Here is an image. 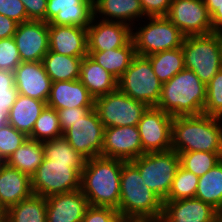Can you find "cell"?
Returning a JSON list of instances; mask_svg holds the SVG:
<instances>
[{
	"label": "cell",
	"mask_w": 222,
	"mask_h": 222,
	"mask_svg": "<svg viewBox=\"0 0 222 222\" xmlns=\"http://www.w3.org/2000/svg\"><path fill=\"white\" fill-rule=\"evenodd\" d=\"M221 120L205 114L173 117L171 149L177 153H222Z\"/></svg>",
	"instance_id": "obj_1"
},
{
	"label": "cell",
	"mask_w": 222,
	"mask_h": 222,
	"mask_svg": "<svg viewBox=\"0 0 222 222\" xmlns=\"http://www.w3.org/2000/svg\"><path fill=\"white\" fill-rule=\"evenodd\" d=\"M124 162L103 156L86 160L81 173V191L90 206L118 208Z\"/></svg>",
	"instance_id": "obj_2"
},
{
	"label": "cell",
	"mask_w": 222,
	"mask_h": 222,
	"mask_svg": "<svg viewBox=\"0 0 222 222\" xmlns=\"http://www.w3.org/2000/svg\"><path fill=\"white\" fill-rule=\"evenodd\" d=\"M206 102V85L190 69L184 68L162 84L157 108L175 116L203 114Z\"/></svg>",
	"instance_id": "obj_3"
},
{
	"label": "cell",
	"mask_w": 222,
	"mask_h": 222,
	"mask_svg": "<svg viewBox=\"0 0 222 222\" xmlns=\"http://www.w3.org/2000/svg\"><path fill=\"white\" fill-rule=\"evenodd\" d=\"M120 183L117 211L121 218L162 216L163 200L146 186L138 168L131 161L123 163Z\"/></svg>",
	"instance_id": "obj_4"
},
{
	"label": "cell",
	"mask_w": 222,
	"mask_h": 222,
	"mask_svg": "<svg viewBox=\"0 0 222 222\" xmlns=\"http://www.w3.org/2000/svg\"><path fill=\"white\" fill-rule=\"evenodd\" d=\"M184 64L207 85L221 67V34L188 36L182 43Z\"/></svg>",
	"instance_id": "obj_5"
},
{
	"label": "cell",
	"mask_w": 222,
	"mask_h": 222,
	"mask_svg": "<svg viewBox=\"0 0 222 222\" xmlns=\"http://www.w3.org/2000/svg\"><path fill=\"white\" fill-rule=\"evenodd\" d=\"M131 162L138 168L146 186L164 201L180 166L178 153L172 149L145 153Z\"/></svg>",
	"instance_id": "obj_6"
},
{
	"label": "cell",
	"mask_w": 222,
	"mask_h": 222,
	"mask_svg": "<svg viewBox=\"0 0 222 222\" xmlns=\"http://www.w3.org/2000/svg\"><path fill=\"white\" fill-rule=\"evenodd\" d=\"M118 89L148 107H156L160 99L162 83L154 73L150 60L136 55L118 79Z\"/></svg>",
	"instance_id": "obj_7"
},
{
	"label": "cell",
	"mask_w": 222,
	"mask_h": 222,
	"mask_svg": "<svg viewBox=\"0 0 222 222\" xmlns=\"http://www.w3.org/2000/svg\"><path fill=\"white\" fill-rule=\"evenodd\" d=\"M146 25L138 27L132 40L136 55L147 57L157 52L182 47L185 36L167 17H147Z\"/></svg>",
	"instance_id": "obj_8"
},
{
	"label": "cell",
	"mask_w": 222,
	"mask_h": 222,
	"mask_svg": "<svg viewBox=\"0 0 222 222\" xmlns=\"http://www.w3.org/2000/svg\"><path fill=\"white\" fill-rule=\"evenodd\" d=\"M147 108L119 89L94 99V109L105 128L137 126Z\"/></svg>",
	"instance_id": "obj_9"
},
{
	"label": "cell",
	"mask_w": 222,
	"mask_h": 222,
	"mask_svg": "<svg viewBox=\"0 0 222 222\" xmlns=\"http://www.w3.org/2000/svg\"><path fill=\"white\" fill-rule=\"evenodd\" d=\"M31 188L35 195L47 198L55 194L81 189V174L69 163L53 162L44 158L31 177Z\"/></svg>",
	"instance_id": "obj_10"
},
{
	"label": "cell",
	"mask_w": 222,
	"mask_h": 222,
	"mask_svg": "<svg viewBox=\"0 0 222 222\" xmlns=\"http://www.w3.org/2000/svg\"><path fill=\"white\" fill-rule=\"evenodd\" d=\"M104 125L95 109L89 110L81 119L63 133L72 148L86 160L102 156Z\"/></svg>",
	"instance_id": "obj_11"
},
{
	"label": "cell",
	"mask_w": 222,
	"mask_h": 222,
	"mask_svg": "<svg viewBox=\"0 0 222 222\" xmlns=\"http://www.w3.org/2000/svg\"><path fill=\"white\" fill-rule=\"evenodd\" d=\"M173 117L157 107H148L137 127L143 154L171 150Z\"/></svg>",
	"instance_id": "obj_12"
},
{
	"label": "cell",
	"mask_w": 222,
	"mask_h": 222,
	"mask_svg": "<svg viewBox=\"0 0 222 222\" xmlns=\"http://www.w3.org/2000/svg\"><path fill=\"white\" fill-rule=\"evenodd\" d=\"M166 17L185 37L213 33L211 16L203 0H172Z\"/></svg>",
	"instance_id": "obj_13"
},
{
	"label": "cell",
	"mask_w": 222,
	"mask_h": 222,
	"mask_svg": "<svg viewBox=\"0 0 222 222\" xmlns=\"http://www.w3.org/2000/svg\"><path fill=\"white\" fill-rule=\"evenodd\" d=\"M22 62H38L49 51L48 23L29 20L17 25L13 36Z\"/></svg>",
	"instance_id": "obj_14"
},
{
	"label": "cell",
	"mask_w": 222,
	"mask_h": 222,
	"mask_svg": "<svg viewBox=\"0 0 222 222\" xmlns=\"http://www.w3.org/2000/svg\"><path fill=\"white\" fill-rule=\"evenodd\" d=\"M143 154L137 126L108 127L104 129L102 156L132 161Z\"/></svg>",
	"instance_id": "obj_15"
},
{
	"label": "cell",
	"mask_w": 222,
	"mask_h": 222,
	"mask_svg": "<svg viewBox=\"0 0 222 222\" xmlns=\"http://www.w3.org/2000/svg\"><path fill=\"white\" fill-rule=\"evenodd\" d=\"M133 30L126 23L102 21L100 18L96 20L93 16L87 27V51H106L126 46L132 40Z\"/></svg>",
	"instance_id": "obj_16"
},
{
	"label": "cell",
	"mask_w": 222,
	"mask_h": 222,
	"mask_svg": "<svg viewBox=\"0 0 222 222\" xmlns=\"http://www.w3.org/2000/svg\"><path fill=\"white\" fill-rule=\"evenodd\" d=\"M93 17V0H47L46 22L87 28Z\"/></svg>",
	"instance_id": "obj_17"
},
{
	"label": "cell",
	"mask_w": 222,
	"mask_h": 222,
	"mask_svg": "<svg viewBox=\"0 0 222 222\" xmlns=\"http://www.w3.org/2000/svg\"><path fill=\"white\" fill-rule=\"evenodd\" d=\"M18 94L47 102L51 90V78L42 61L21 62L14 71Z\"/></svg>",
	"instance_id": "obj_18"
},
{
	"label": "cell",
	"mask_w": 222,
	"mask_h": 222,
	"mask_svg": "<svg viewBox=\"0 0 222 222\" xmlns=\"http://www.w3.org/2000/svg\"><path fill=\"white\" fill-rule=\"evenodd\" d=\"M89 206L81 189L48 196L46 222H81Z\"/></svg>",
	"instance_id": "obj_19"
},
{
	"label": "cell",
	"mask_w": 222,
	"mask_h": 222,
	"mask_svg": "<svg viewBox=\"0 0 222 222\" xmlns=\"http://www.w3.org/2000/svg\"><path fill=\"white\" fill-rule=\"evenodd\" d=\"M217 209L197 198L163 201V222H214Z\"/></svg>",
	"instance_id": "obj_20"
},
{
	"label": "cell",
	"mask_w": 222,
	"mask_h": 222,
	"mask_svg": "<svg viewBox=\"0 0 222 222\" xmlns=\"http://www.w3.org/2000/svg\"><path fill=\"white\" fill-rule=\"evenodd\" d=\"M48 31L49 51L72 57L88 55L87 28L48 24Z\"/></svg>",
	"instance_id": "obj_21"
},
{
	"label": "cell",
	"mask_w": 222,
	"mask_h": 222,
	"mask_svg": "<svg viewBox=\"0 0 222 222\" xmlns=\"http://www.w3.org/2000/svg\"><path fill=\"white\" fill-rule=\"evenodd\" d=\"M32 194L31 178L0 162V208L3 212Z\"/></svg>",
	"instance_id": "obj_22"
},
{
	"label": "cell",
	"mask_w": 222,
	"mask_h": 222,
	"mask_svg": "<svg viewBox=\"0 0 222 222\" xmlns=\"http://www.w3.org/2000/svg\"><path fill=\"white\" fill-rule=\"evenodd\" d=\"M47 106L55 110L94 107V98L82 82L77 80L52 82Z\"/></svg>",
	"instance_id": "obj_23"
},
{
	"label": "cell",
	"mask_w": 222,
	"mask_h": 222,
	"mask_svg": "<svg viewBox=\"0 0 222 222\" xmlns=\"http://www.w3.org/2000/svg\"><path fill=\"white\" fill-rule=\"evenodd\" d=\"M99 14L102 21L122 22L131 27L135 19L145 16L140 0H93V16L98 18Z\"/></svg>",
	"instance_id": "obj_24"
},
{
	"label": "cell",
	"mask_w": 222,
	"mask_h": 222,
	"mask_svg": "<svg viewBox=\"0 0 222 222\" xmlns=\"http://www.w3.org/2000/svg\"><path fill=\"white\" fill-rule=\"evenodd\" d=\"M47 103L39 99L18 94L15 103L5 115V121L29 137L36 120Z\"/></svg>",
	"instance_id": "obj_25"
},
{
	"label": "cell",
	"mask_w": 222,
	"mask_h": 222,
	"mask_svg": "<svg viewBox=\"0 0 222 222\" xmlns=\"http://www.w3.org/2000/svg\"><path fill=\"white\" fill-rule=\"evenodd\" d=\"M79 80L94 99L118 89V79L88 55L81 62Z\"/></svg>",
	"instance_id": "obj_26"
},
{
	"label": "cell",
	"mask_w": 222,
	"mask_h": 222,
	"mask_svg": "<svg viewBox=\"0 0 222 222\" xmlns=\"http://www.w3.org/2000/svg\"><path fill=\"white\" fill-rule=\"evenodd\" d=\"M88 56L106 71L119 79L136 56L135 46L131 40L126 46L106 51H87Z\"/></svg>",
	"instance_id": "obj_27"
},
{
	"label": "cell",
	"mask_w": 222,
	"mask_h": 222,
	"mask_svg": "<svg viewBox=\"0 0 222 222\" xmlns=\"http://www.w3.org/2000/svg\"><path fill=\"white\" fill-rule=\"evenodd\" d=\"M84 57H72L52 51L43 57L42 63L52 82L77 80Z\"/></svg>",
	"instance_id": "obj_28"
},
{
	"label": "cell",
	"mask_w": 222,
	"mask_h": 222,
	"mask_svg": "<svg viewBox=\"0 0 222 222\" xmlns=\"http://www.w3.org/2000/svg\"><path fill=\"white\" fill-rule=\"evenodd\" d=\"M44 158L43 142L28 138L5 163L31 178Z\"/></svg>",
	"instance_id": "obj_29"
},
{
	"label": "cell",
	"mask_w": 222,
	"mask_h": 222,
	"mask_svg": "<svg viewBox=\"0 0 222 222\" xmlns=\"http://www.w3.org/2000/svg\"><path fill=\"white\" fill-rule=\"evenodd\" d=\"M3 222H46V198L32 194L4 212Z\"/></svg>",
	"instance_id": "obj_30"
},
{
	"label": "cell",
	"mask_w": 222,
	"mask_h": 222,
	"mask_svg": "<svg viewBox=\"0 0 222 222\" xmlns=\"http://www.w3.org/2000/svg\"><path fill=\"white\" fill-rule=\"evenodd\" d=\"M195 198L222 210V160L199 177Z\"/></svg>",
	"instance_id": "obj_31"
},
{
	"label": "cell",
	"mask_w": 222,
	"mask_h": 222,
	"mask_svg": "<svg viewBox=\"0 0 222 222\" xmlns=\"http://www.w3.org/2000/svg\"><path fill=\"white\" fill-rule=\"evenodd\" d=\"M150 60L154 73L159 81L164 84L178 72L185 68L183 50L181 47L166 50L147 56Z\"/></svg>",
	"instance_id": "obj_32"
},
{
	"label": "cell",
	"mask_w": 222,
	"mask_h": 222,
	"mask_svg": "<svg viewBox=\"0 0 222 222\" xmlns=\"http://www.w3.org/2000/svg\"><path fill=\"white\" fill-rule=\"evenodd\" d=\"M43 150L45 158L49 161L69 163V166L82 173L86 159L75 151L63 136L44 141Z\"/></svg>",
	"instance_id": "obj_33"
},
{
	"label": "cell",
	"mask_w": 222,
	"mask_h": 222,
	"mask_svg": "<svg viewBox=\"0 0 222 222\" xmlns=\"http://www.w3.org/2000/svg\"><path fill=\"white\" fill-rule=\"evenodd\" d=\"M63 136L57 110L46 106L36 120L30 139L44 142Z\"/></svg>",
	"instance_id": "obj_34"
},
{
	"label": "cell",
	"mask_w": 222,
	"mask_h": 222,
	"mask_svg": "<svg viewBox=\"0 0 222 222\" xmlns=\"http://www.w3.org/2000/svg\"><path fill=\"white\" fill-rule=\"evenodd\" d=\"M180 166L194 175L201 177L222 160V153L180 152Z\"/></svg>",
	"instance_id": "obj_35"
},
{
	"label": "cell",
	"mask_w": 222,
	"mask_h": 222,
	"mask_svg": "<svg viewBox=\"0 0 222 222\" xmlns=\"http://www.w3.org/2000/svg\"><path fill=\"white\" fill-rule=\"evenodd\" d=\"M199 177L179 166L172 182L170 192L165 200L195 198Z\"/></svg>",
	"instance_id": "obj_36"
},
{
	"label": "cell",
	"mask_w": 222,
	"mask_h": 222,
	"mask_svg": "<svg viewBox=\"0 0 222 222\" xmlns=\"http://www.w3.org/2000/svg\"><path fill=\"white\" fill-rule=\"evenodd\" d=\"M28 139L6 121L0 124V162H6L10 156Z\"/></svg>",
	"instance_id": "obj_37"
},
{
	"label": "cell",
	"mask_w": 222,
	"mask_h": 222,
	"mask_svg": "<svg viewBox=\"0 0 222 222\" xmlns=\"http://www.w3.org/2000/svg\"><path fill=\"white\" fill-rule=\"evenodd\" d=\"M203 114L222 118V68L206 85Z\"/></svg>",
	"instance_id": "obj_38"
},
{
	"label": "cell",
	"mask_w": 222,
	"mask_h": 222,
	"mask_svg": "<svg viewBox=\"0 0 222 222\" xmlns=\"http://www.w3.org/2000/svg\"><path fill=\"white\" fill-rule=\"evenodd\" d=\"M18 95L14 81V72L0 70V111L6 115L15 103Z\"/></svg>",
	"instance_id": "obj_39"
},
{
	"label": "cell",
	"mask_w": 222,
	"mask_h": 222,
	"mask_svg": "<svg viewBox=\"0 0 222 222\" xmlns=\"http://www.w3.org/2000/svg\"><path fill=\"white\" fill-rule=\"evenodd\" d=\"M21 62L14 38L0 39V70L14 72Z\"/></svg>",
	"instance_id": "obj_40"
},
{
	"label": "cell",
	"mask_w": 222,
	"mask_h": 222,
	"mask_svg": "<svg viewBox=\"0 0 222 222\" xmlns=\"http://www.w3.org/2000/svg\"><path fill=\"white\" fill-rule=\"evenodd\" d=\"M121 217L112 207L89 206L81 222H119Z\"/></svg>",
	"instance_id": "obj_41"
},
{
	"label": "cell",
	"mask_w": 222,
	"mask_h": 222,
	"mask_svg": "<svg viewBox=\"0 0 222 222\" xmlns=\"http://www.w3.org/2000/svg\"><path fill=\"white\" fill-rule=\"evenodd\" d=\"M0 14L13 19L18 24L29 21L21 0H0Z\"/></svg>",
	"instance_id": "obj_42"
},
{
	"label": "cell",
	"mask_w": 222,
	"mask_h": 222,
	"mask_svg": "<svg viewBox=\"0 0 222 222\" xmlns=\"http://www.w3.org/2000/svg\"><path fill=\"white\" fill-rule=\"evenodd\" d=\"M93 108L94 107H73L57 110L62 132L64 133L72 126V123L76 122L78 119H81L89 110Z\"/></svg>",
	"instance_id": "obj_43"
},
{
	"label": "cell",
	"mask_w": 222,
	"mask_h": 222,
	"mask_svg": "<svg viewBox=\"0 0 222 222\" xmlns=\"http://www.w3.org/2000/svg\"><path fill=\"white\" fill-rule=\"evenodd\" d=\"M146 17H166L172 0H140Z\"/></svg>",
	"instance_id": "obj_44"
},
{
	"label": "cell",
	"mask_w": 222,
	"mask_h": 222,
	"mask_svg": "<svg viewBox=\"0 0 222 222\" xmlns=\"http://www.w3.org/2000/svg\"><path fill=\"white\" fill-rule=\"evenodd\" d=\"M28 20L46 22L47 0H21Z\"/></svg>",
	"instance_id": "obj_45"
},
{
	"label": "cell",
	"mask_w": 222,
	"mask_h": 222,
	"mask_svg": "<svg viewBox=\"0 0 222 222\" xmlns=\"http://www.w3.org/2000/svg\"><path fill=\"white\" fill-rule=\"evenodd\" d=\"M18 23L0 14V39L13 37Z\"/></svg>",
	"instance_id": "obj_46"
},
{
	"label": "cell",
	"mask_w": 222,
	"mask_h": 222,
	"mask_svg": "<svg viewBox=\"0 0 222 222\" xmlns=\"http://www.w3.org/2000/svg\"><path fill=\"white\" fill-rule=\"evenodd\" d=\"M211 22L213 32H220L222 30V4L219 8L211 15Z\"/></svg>",
	"instance_id": "obj_47"
},
{
	"label": "cell",
	"mask_w": 222,
	"mask_h": 222,
	"mask_svg": "<svg viewBox=\"0 0 222 222\" xmlns=\"http://www.w3.org/2000/svg\"><path fill=\"white\" fill-rule=\"evenodd\" d=\"M128 222H163L162 216L156 217H128Z\"/></svg>",
	"instance_id": "obj_48"
},
{
	"label": "cell",
	"mask_w": 222,
	"mask_h": 222,
	"mask_svg": "<svg viewBox=\"0 0 222 222\" xmlns=\"http://www.w3.org/2000/svg\"><path fill=\"white\" fill-rule=\"evenodd\" d=\"M205 6L208 9L210 16L219 8L222 4V0H203Z\"/></svg>",
	"instance_id": "obj_49"
},
{
	"label": "cell",
	"mask_w": 222,
	"mask_h": 222,
	"mask_svg": "<svg viewBox=\"0 0 222 222\" xmlns=\"http://www.w3.org/2000/svg\"><path fill=\"white\" fill-rule=\"evenodd\" d=\"M214 222H222V210H218Z\"/></svg>",
	"instance_id": "obj_50"
},
{
	"label": "cell",
	"mask_w": 222,
	"mask_h": 222,
	"mask_svg": "<svg viewBox=\"0 0 222 222\" xmlns=\"http://www.w3.org/2000/svg\"><path fill=\"white\" fill-rule=\"evenodd\" d=\"M5 121V115L0 111V124Z\"/></svg>",
	"instance_id": "obj_51"
},
{
	"label": "cell",
	"mask_w": 222,
	"mask_h": 222,
	"mask_svg": "<svg viewBox=\"0 0 222 222\" xmlns=\"http://www.w3.org/2000/svg\"><path fill=\"white\" fill-rule=\"evenodd\" d=\"M119 222H128V217L121 218V220Z\"/></svg>",
	"instance_id": "obj_52"
},
{
	"label": "cell",
	"mask_w": 222,
	"mask_h": 222,
	"mask_svg": "<svg viewBox=\"0 0 222 222\" xmlns=\"http://www.w3.org/2000/svg\"><path fill=\"white\" fill-rule=\"evenodd\" d=\"M0 218H4V212L1 208H0Z\"/></svg>",
	"instance_id": "obj_53"
},
{
	"label": "cell",
	"mask_w": 222,
	"mask_h": 222,
	"mask_svg": "<svg viewBox=\"0 0 222 222\" xmlns=\"http://www.w3.org/2000/svg\"><path fill=\"white\" fill-rule=\"evenodd\" d=\"M221 67H222V36H221Z\"/></svg>",
	"instance_id": "obj_54"
}]
</instances>
